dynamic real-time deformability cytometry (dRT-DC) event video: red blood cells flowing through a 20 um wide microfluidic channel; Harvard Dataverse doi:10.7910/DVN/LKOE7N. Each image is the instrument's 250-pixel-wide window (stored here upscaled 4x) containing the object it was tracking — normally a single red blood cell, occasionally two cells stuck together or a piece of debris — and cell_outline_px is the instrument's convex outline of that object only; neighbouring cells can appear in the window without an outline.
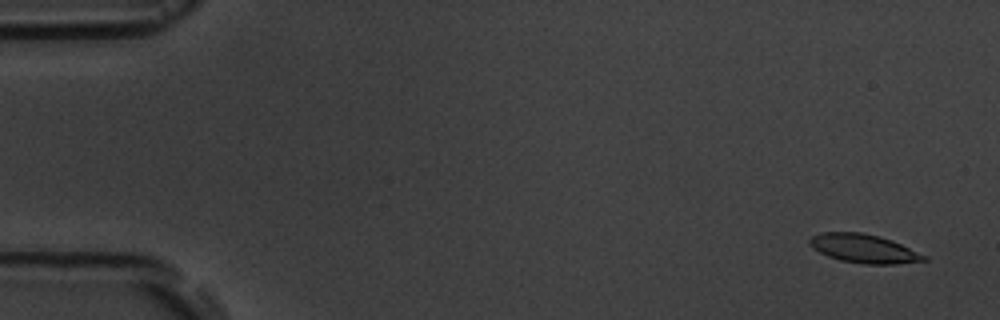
{"species": "common noctule bat (a hibernating species)", "species_latin": "Nyctalus noctula", "temperature_condition": "room temperature", "stored_images_in_passage": 5, "camera_frame_rate_fps": 3000, "um_per_image_px": 0.085, "animal": {"sex": "male", "body_mass_g": 19.5, "forearm_length_mm": 54.6}, "frame": {"image": 1, "passage_image": 1, "time_ms": 0.0, "image_size_px": [1000, 320], "cell_outline_px": [[928, 260], [896, 264], [864, 264], [840, 260], [828, 256], [812, 248], [808, 244], [808, 240], [812, 236], [820, 232], [860, 232], [880, 236], [892, 240], [928, 256]], "centroid_in_image_um": [73.42, 21.12], "position_along_channel_um": 11.6, "area_um2": 19.25}}
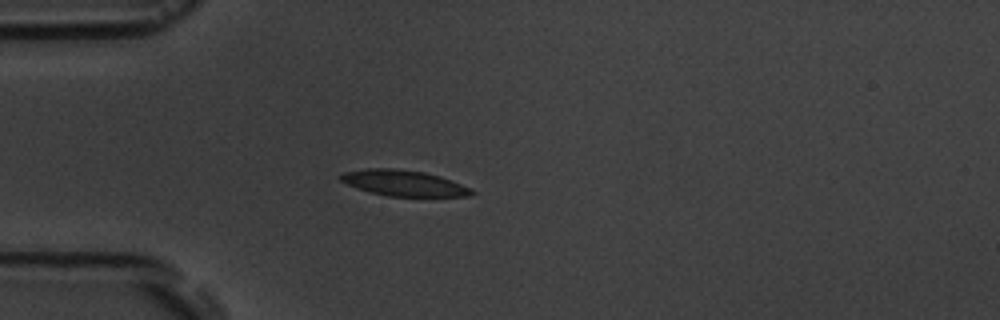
{"frame": {"image": 2, "passage_image": 4, "time_ms": 4.333, "image_size_px": [1000, 320], "cell_outline_px": [[476, 192], [472, 196], [388, 196], [356, 188], [340, 180], [336, 176], [344, 172], [368, 168], [392, 168], [424, 172], [440, 176], [460, 184]], "centroid_in_image_um": [34.28, 15.55], "position_along_channel_um": 50.7, "area_um2": 19.54}}